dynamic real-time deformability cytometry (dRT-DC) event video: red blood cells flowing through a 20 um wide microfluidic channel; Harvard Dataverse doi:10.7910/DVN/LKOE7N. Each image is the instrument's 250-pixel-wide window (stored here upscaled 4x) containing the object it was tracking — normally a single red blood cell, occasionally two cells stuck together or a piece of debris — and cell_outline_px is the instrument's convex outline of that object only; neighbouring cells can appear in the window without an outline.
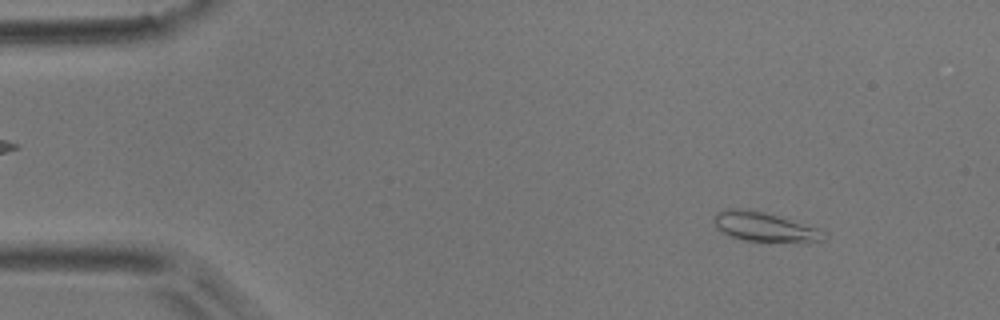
{"species": "common noctule bat (a hibernating species)", "species_latin": "Nyctalus noctula", "temperature_condition": "room temperature", "stored_images_in_passage": 51, "camera_frame_rate_fps": 3000, "um_per_image_px": 0.085, "animal": {"sex": "male", "body_mass_g": 17.9}, "frame": {"image": 1, "passage_image": 5, "time_ms": 1.333, "image_size_px": [1000, 320], "cell_outline_px": [[828, 236], [824, 240], [744, 240], [732, 236], [716, 228], [712, 220], [716, 212], [728, 208], [740, 208], [764, 212], [816, 228]], "centroid_in_image_um": [64.85, 19.24], "position_along_channel_um": 20.2, "area_um2": 17.86}}
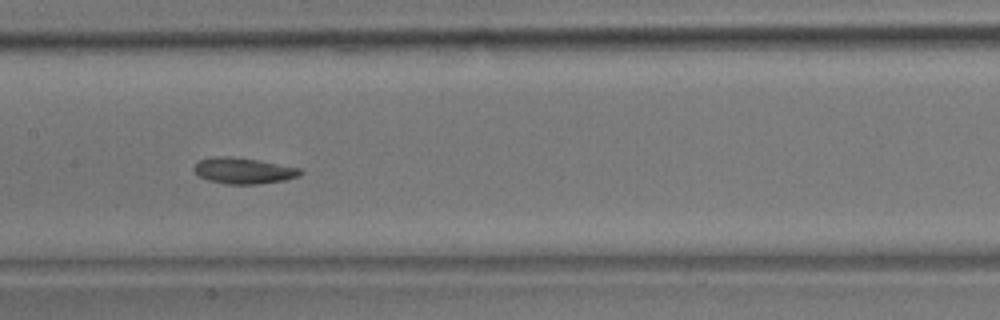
{"frame": {"image": 2, "passage_image": 24, "time_ms": 7.667, "image_size_px": [1000, 320], "cell_outline_px": [[304, 172], [296, 176], [284, 180], [256, 184], [224, 184], [208, 180], [200, 176], [192, 168], [200, 160], [220, 156], [228, 156], [260, 160], [300, 168]], "centroid_in_image_um": [20.7, 14.51], "position_along_channel_um": 186.7, "area_um2": 15.95}}
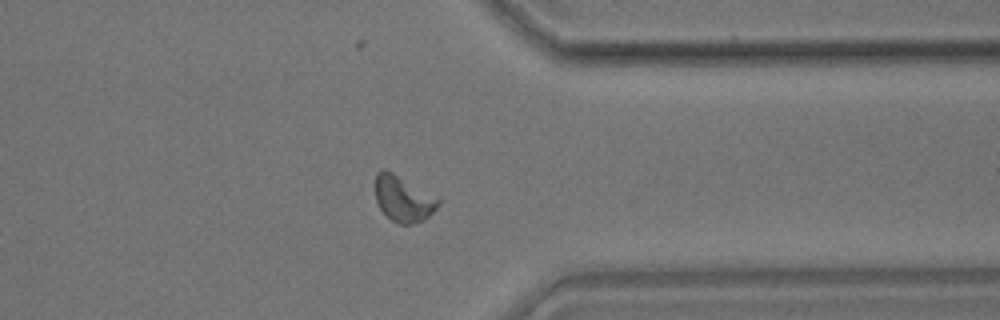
{"frame": {"image": 3, "passage_image": 39, "time_ms": 12.667, "image_size_px": [1000, 320], "cell_outline_px": [[440, 204], [424, 220], [412, 224], [400, 224], [392, 220], [380, 208], [376, 200], [376, 172], [392, 172], [440, 196]], "centroid_in_image_um": [34.35, 16.9], "position_along_channel_um": 377.1, "area_um2": 16.76}, "authors_computed_cell_mechanics": {"area_um2": 16.473, "velocity_mm_per_s": 3.9307, "shape_relaxation_time_tau1_ms": 3.947, "shape_relaxation_time_tau2_ms": null, "deformation_change_tau1": 0.0963, "deformation_change_tau2": null}}